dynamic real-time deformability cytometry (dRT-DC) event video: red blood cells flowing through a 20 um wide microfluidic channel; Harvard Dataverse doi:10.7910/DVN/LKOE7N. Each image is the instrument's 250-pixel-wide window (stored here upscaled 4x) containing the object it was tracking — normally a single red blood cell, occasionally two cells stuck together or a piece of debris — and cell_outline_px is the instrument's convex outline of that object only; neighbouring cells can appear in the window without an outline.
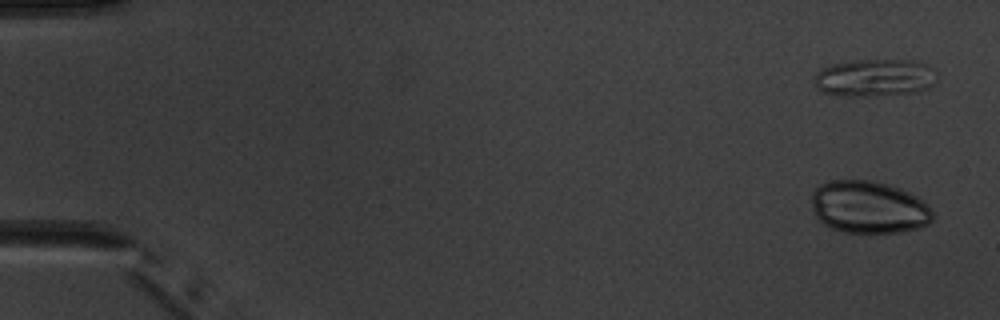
{"species": "common noctule bat (a hibernating species)", "species_latin": "Nyctalus noctula", "temperature_condition": "warm", "stored_images_in_passage": 5, "camera_frame_rate_fps": 3000, "um_per_image_px": 0.085, "animal": {"sex": "male", "body_mass_g": 20.1, "forearm_length_mm": 53.5}, "frame": {"image": 1, "passage_image": 1, "time_ms": 0.0, "image_size_px": [1000, 320], "cell_outline_px": [[932, 220], [928, 224], [920, 228], [904, 232], [844, 232], [832, 228], [824, 224], [816, 216], [812, 208], [812, 192], [820, 184], [828, 180], [872, 180], [888, 184], [900, 188], [924, 200], [928, 204], [932, 212]], "centroid_in_image_um": [73.85, 17.6], "position_along_channel_um": 11.1, "area_um2": 37.22}}